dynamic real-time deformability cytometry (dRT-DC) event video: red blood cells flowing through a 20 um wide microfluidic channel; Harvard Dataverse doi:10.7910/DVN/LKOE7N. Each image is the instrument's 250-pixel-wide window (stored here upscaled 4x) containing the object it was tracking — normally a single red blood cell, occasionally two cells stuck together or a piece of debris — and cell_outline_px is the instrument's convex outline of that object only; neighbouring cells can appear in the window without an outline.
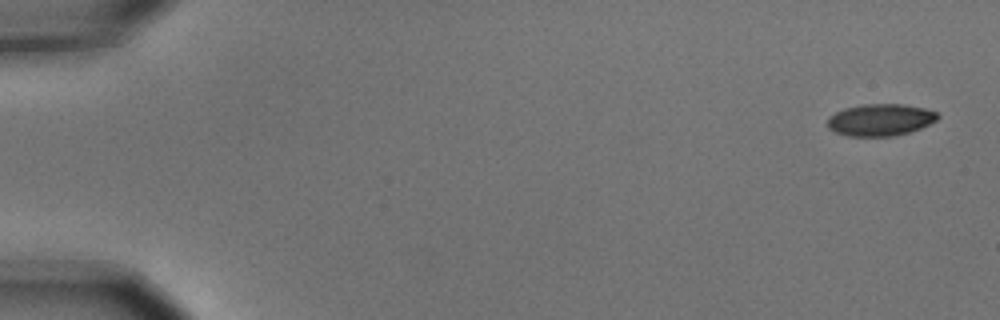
{"species": "common noctule bat (a hibernating species)", "species_latin": "Nyctalus noctula", "temperature_condition": "cold", "stored_images_in_passage": 5, "camera_frame_rate_fps": 3000, "um_per_image_px": 0.085, "animal": {"sex": "male", "body_mass_g": 15.6}, "frame": {"image": 1, "passage_image": 1, "time_ms": 0.0, "image_size_px": [1000, 320], "cell_outline_px": [[940, 116], [936, 120], [920, 128], [908, 132], [892, 136], [848, 136], [836, 132], [828, 128], [828, 116], [844, 108], [864, 104], [904, 104], [924, 108], [936, 112]], "centroid_in_image_um": [74.81, 10.18], "position_along_channel_um": 10.2, "area_um2": 20.4}}
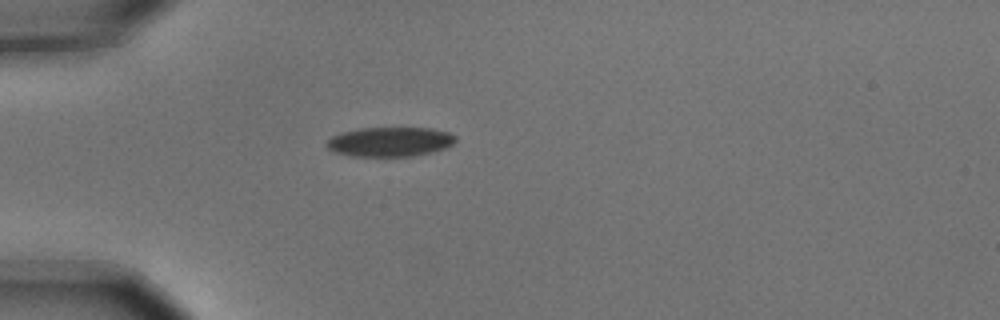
{"frame": {"image": 2, "passage_image": 5, "time_ms": 1.333, "image_size_px": [1000, 320], "cell_outline_px": [[456, 140], [452, 144], [444, 148], [432, 152], [412, 156], [348, 156], [332, 152], [324, 144], [332, 136], [344, 132], [360, 128], [432, 128], [448, 132], [456, 136]], "centroid_in_image_um": [33.12, 12.05], "position_along_channel_um": 51.9, "area_um2": 22.2}}